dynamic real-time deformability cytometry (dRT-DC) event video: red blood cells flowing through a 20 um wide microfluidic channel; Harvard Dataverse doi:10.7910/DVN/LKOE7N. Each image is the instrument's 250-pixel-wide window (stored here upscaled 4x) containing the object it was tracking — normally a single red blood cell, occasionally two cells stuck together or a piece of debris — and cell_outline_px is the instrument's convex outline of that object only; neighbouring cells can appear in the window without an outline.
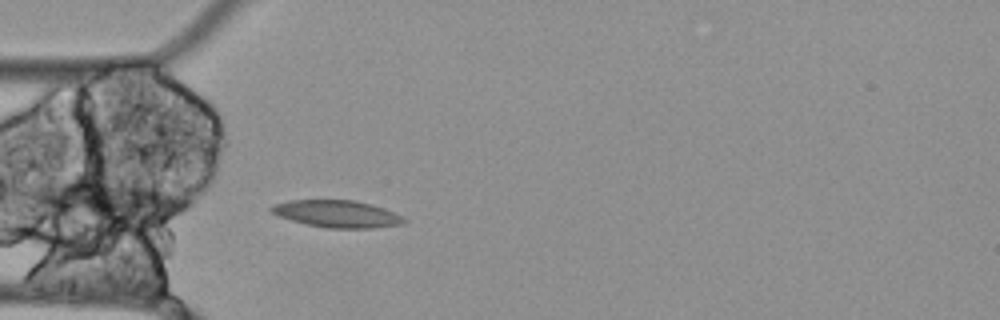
{"species": "Egyptian fruit bat (a non-hibernating species)", "species_latin": "Rousettus aegyptiacus", "temperature_condition": "cold", "stored_images_in_passage": 12, "camera_frame_rate_fps": 3000, "um_per_image_px": 0.085, "animal": {"sex": "female"}, "frame": {"image": 1, "passage_image": 9, "time_ms": 2.667, "image_size_px": [1000, 320], "cell_outline_px": [[408, 220], [404, 224], [372, 228], [328, 228], [308, 224], [276, 216], [268, 208], [272, 204], [288, 200], [356, 200], [384, 208]], "centroid_in_image_um": [28.62, 18.17], "position_along_channel_um": 56.4, "area_um2": 20.98}}